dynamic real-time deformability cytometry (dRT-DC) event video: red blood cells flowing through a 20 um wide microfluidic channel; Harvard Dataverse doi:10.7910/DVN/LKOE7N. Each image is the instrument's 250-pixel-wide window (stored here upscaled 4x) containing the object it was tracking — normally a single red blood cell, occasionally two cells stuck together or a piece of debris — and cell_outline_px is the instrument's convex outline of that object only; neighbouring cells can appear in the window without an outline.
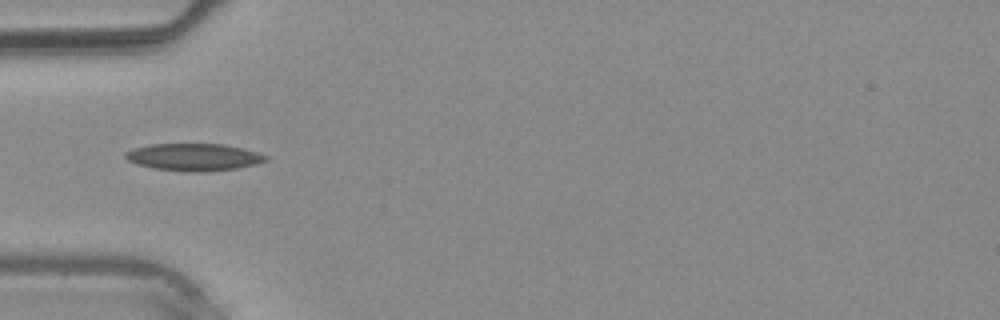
{"species": "common noctule bat (a hibernating species)", "species_latin": "Nyctalus noctula", "temperature_condition": "warm", "stored_images_in_passage": 2, "camera_frame_rate_fps": 3000, "um_per_image_px": 0.085, "animal": {"sex": "male", "body_mass_g": 20.4}, "frame": {"image": 1, "passage_image": 2, "time_ms": 2.0, "image_size_px": [1000, 320], "cell_outline_px": [[268, 160], [256, 164], [236, 168], [204, 172], [192, 172], [152, 168], [136, 164], [128, 160], [124, 156], [124, 152], [136, 148], [152, 144], [224, 144], [244, 148], [268, 156]], "centroid_in_image_um": [16.48, 13.35], "position_along_channel_um": 68.5, "area_um2": 22.25}}